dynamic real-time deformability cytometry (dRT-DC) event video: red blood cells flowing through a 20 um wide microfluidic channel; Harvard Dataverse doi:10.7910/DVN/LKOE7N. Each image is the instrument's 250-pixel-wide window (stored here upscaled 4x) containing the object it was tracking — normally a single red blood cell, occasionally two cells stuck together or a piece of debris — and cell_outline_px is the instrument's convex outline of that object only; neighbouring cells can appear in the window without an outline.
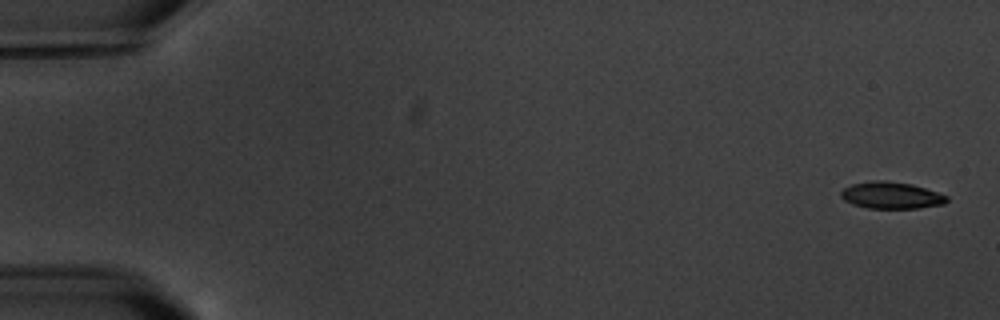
{"species": "common noctule bat (a hibernating species)", "species_latin": "Nyctalus noctula", "temperature_condition": "warm", "stored_images_in_passage": 5, "camera_frame_rate_fps": 3000, "um_per_image_px": 0.085, "animal": {"sex": "male", "body_mass_g": 20.1, "forearm_length_mm": 53.5}, "frame": {"image": 1, "passage_image": 1, "time_ms": 0.0, "image_size_px": [1000, 320], "cell_outline_px": [[948, 200], [944, 204], [916, 208], [868, 208], [852, 204], [844, 200], [840, 196], [840, 192], [844, 188], [852, 184], [872, 180], [884, 180], [912, 184], [948, 196]], "centroid_in_image_um": [75.73, 16.6], "position_along_channel_um": 9.3, "area_um2": 16.47}}
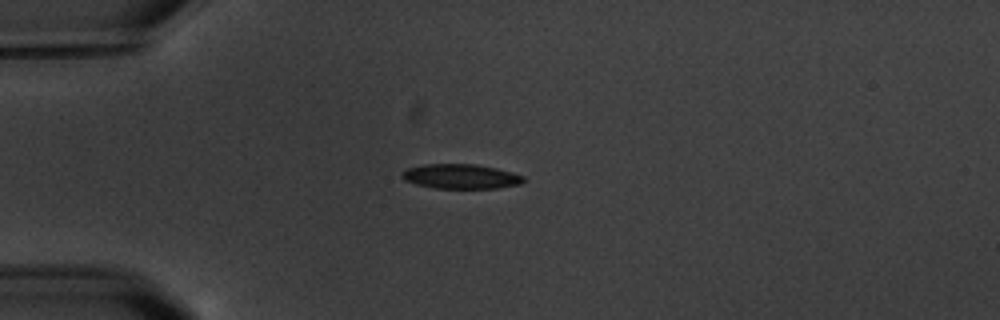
{"frame": {"image": 2, "passage_image": 5, "time_ms": 4.667, "image_size_px": [1000, 320], "cell_outline_px": [[524, 180], [520, 184], [496, 188], [432, 188], [416, 184], [404, 180], [400, 176], [400, 172], [408, 168], [424, 164], [476, 164], [496, 168], [524, 176]], "centroid_in_image_um": [39.12, 14.99], "position_along_channel_um": 45.9, "area_um2": 17.46}}